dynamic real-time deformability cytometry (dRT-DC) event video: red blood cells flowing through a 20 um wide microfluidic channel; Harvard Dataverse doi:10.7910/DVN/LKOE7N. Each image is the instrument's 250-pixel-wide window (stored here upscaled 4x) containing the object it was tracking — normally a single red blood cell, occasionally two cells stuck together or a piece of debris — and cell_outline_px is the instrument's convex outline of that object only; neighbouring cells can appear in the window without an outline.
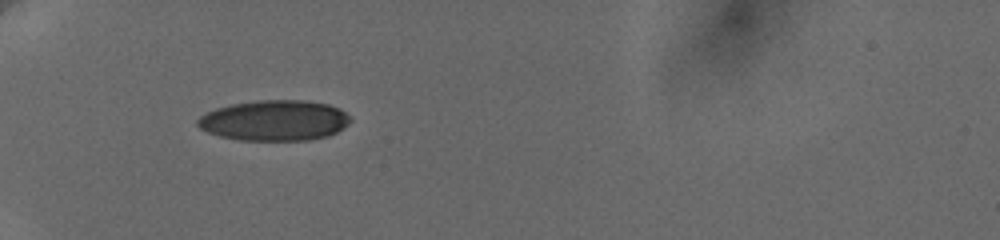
{"species": "human", "species_latin": "Homo sapiens", "temperature_condition": "cold", "stored_images_in_passage": 5, "camera_frame_rate_fps": 3000, "um_per_image_px": 0.085, "donor": {"sex": "female"}, "frame": {"image": 1, "passage_image": 1, "time_ms": 0.0, "image_size_px": [1000, 240], "cell_outline_px": [[352, 120], [348, 124], [336, 132], [328, 136], [308, 140], [240, 140], [220, 136], [208, 132], [200, 128], [196, 124], [196, 120], [200, 116], [216, 108], [232, 104], [260, 100], [300, 100], [328, 104], [340, 108]], "centroid_in_image_um": [23.32, 10.24], "position_along_channel_um": 61.7, "area_um2": 35.95}}
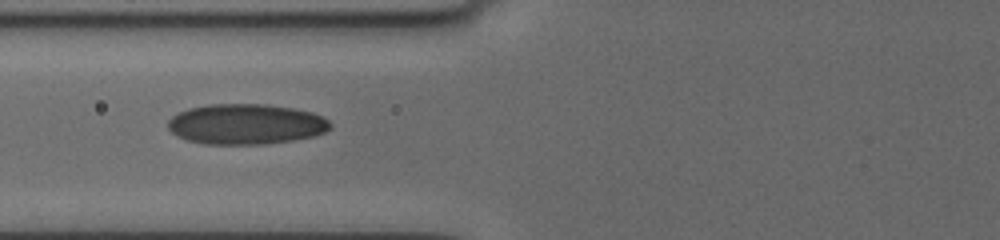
{"frame": {"image": 2, "passage_image": 3, "time_ms": 1.667, "image_size_px": [1000, 240], "cell_outline_px": [[332, 128], [324, 132], [312, 136], [292, 140], [260, 144], [204, 144], [188, 140], [172, 132], [168, 128], [168, 120], [176, 112], [188, 108], [208, 104], [268, 104], [292, 108], [312, 112], [324, 116], [332, 124]], "centroid_in_image_um": [20.91, 10.54], "position_along_channel_um": 104.9, "area_um2": 38.32}}
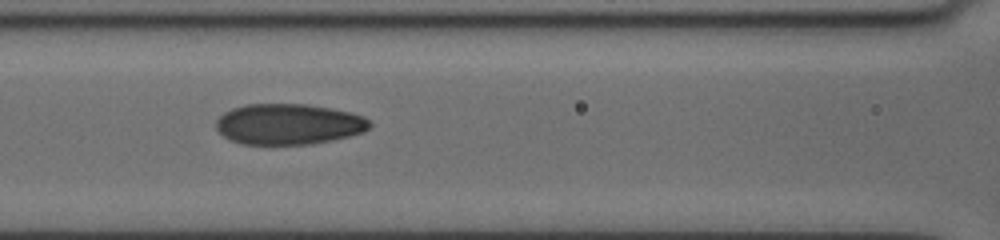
{"frame": {"image": 3, "passage_image": 4, "time_ms": 2.667, "image_size_px": [1000, 240], "cell_outline_px": [[372, 124], [364, 132], [332, 140], [308, 144], [240, 144], [224, 136], [216, 128], [216, 120], [224, 112], [232, 108], [244, 104], [308, 104], [332, 108], [352, 112], [364, 116]], "centroid_in_image_um": [24.54, 10.54], "position_along_channel_um": 142.1, "area_um2": 36.59}}